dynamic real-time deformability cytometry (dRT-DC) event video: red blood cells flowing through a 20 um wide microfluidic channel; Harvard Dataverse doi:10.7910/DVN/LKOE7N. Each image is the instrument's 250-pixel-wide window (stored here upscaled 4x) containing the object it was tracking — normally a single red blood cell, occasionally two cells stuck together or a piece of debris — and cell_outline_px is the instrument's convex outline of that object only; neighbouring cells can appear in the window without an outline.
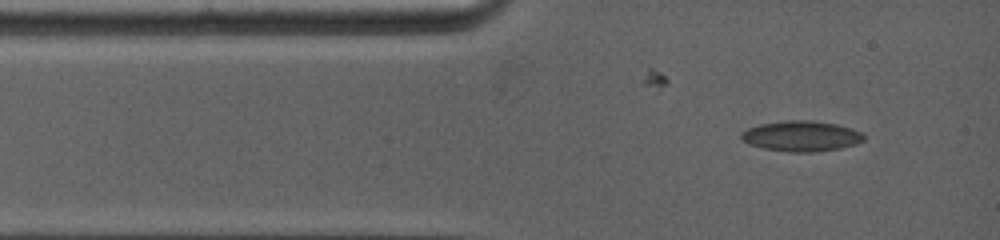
{"species": "common noctule bat (a hibernating species)", "species_latin": "Nyctalus noctula", "temperature_condition": "warm", "stored_images_in_passage": 4, "camera_frame_rate_fps": 5000, "um_per_image_px": 0.085, "animal": {"sex": "female", "body_mass_g": 19.0, "forearm_length_mm": 53.3}, "frame": {"image": 1, "passage_image": 1, "time_ms": 0.0, "image_size_px": [1000, 240], "cell_outline_px": [[864, 140], [840, 148], [812, 152], [788, 152], [764, 148], [748, 144], [740, 136], [748, 128], [760, 124], [784, 120], [808, 120], [836, 124], [860, 132], [864, 136]], "centroid_in_image_um": [68.08, 11.57], "position_along_channel_um": 16.9, "area_um2": 21.39}}
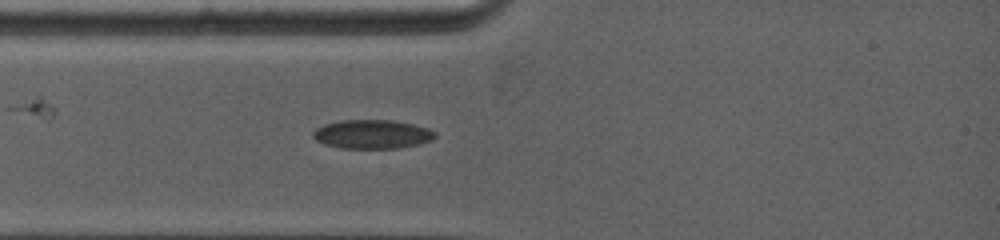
{"frame": {"image": 2, "passage_image": 4, "time_ms": 1.6, "image_size_px": [1000, 240], "cell_outline_px": [[436, 136], [432, 140], [420, 144], [396, 148], [340, 148], [324, 144], [316, 140], [312, 136], [312, 132], [316, 128], [324, 124], [340, 120], [392, 120], [412, 124], [428, 128], [436, 132]], "centroid_in_image_um": [31.63, 11.41], "position_along_channel_um": 53.4, "area_um2": 20.63}}